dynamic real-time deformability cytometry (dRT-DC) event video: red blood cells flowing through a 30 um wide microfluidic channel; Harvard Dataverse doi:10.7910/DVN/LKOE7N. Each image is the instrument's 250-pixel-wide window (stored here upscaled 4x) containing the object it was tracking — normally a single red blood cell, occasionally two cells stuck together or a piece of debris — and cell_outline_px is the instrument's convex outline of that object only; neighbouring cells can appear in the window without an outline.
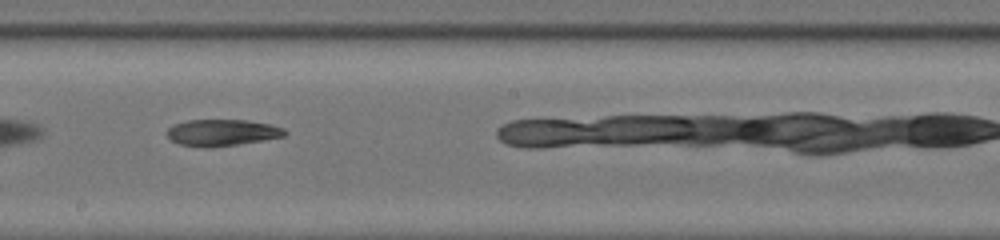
{"species": "common noctule bat (a hibernating species)", "species_latin": "Nyctalus noctula", "temperature_condition": "room temperature", "stored_images_in_passage": 26, "camera_frame_rate_fps": 3000, "um_per_image_px": 0.085, "animal": {"sex": "female", "body_mass_g": 20.0, "forearm_length_mm": 54.0}, "frame": {"image": 1, "passage_image": 12, "time_ms": 3.667, "image_size_px": [1000, 240], "cell_outline_px": [[288, 132], [284, 136], [236, 144], [208, 148], [204, 148], [180, 144], [172, 140], [168, 136], [168, 128], [172, 124], [188, 120], [244, 120], [268, 124], [284, 128]], "centroid_in_image_um": [18.84, 11.27], "position_along_channel_um": 229.4, "area_um2": 17.98}}